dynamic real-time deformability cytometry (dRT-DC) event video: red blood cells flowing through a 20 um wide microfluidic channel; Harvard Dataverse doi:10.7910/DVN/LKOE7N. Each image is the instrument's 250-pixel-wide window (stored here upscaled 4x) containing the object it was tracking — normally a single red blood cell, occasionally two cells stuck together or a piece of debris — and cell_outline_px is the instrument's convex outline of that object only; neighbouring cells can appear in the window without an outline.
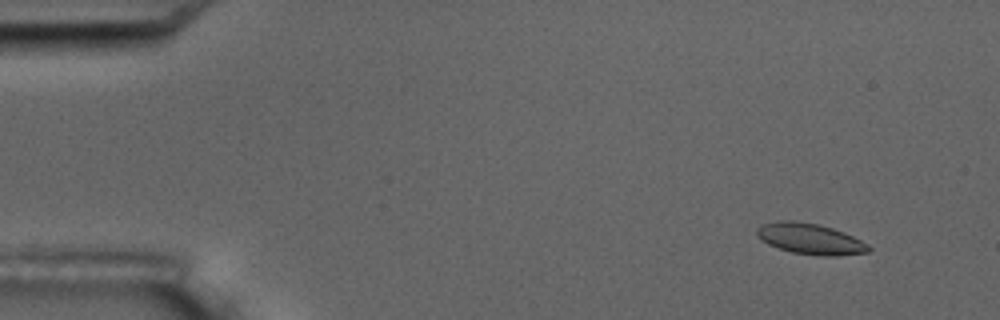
{"species": "common noctule bat (a hibernating species)", "species_latin": "Nyctalus noctula", "temperature_condition": "room temperature", "stored_images_in_passage": 10, "camera_frame_rate_fps": 3000, "um_per_image_px": 0.085, "animal": {"sex": "male", "body_mass_g": 17.5, "forearm_length_mm": 52.3}, "frame": {"image": 1, "passage_image": 1, "time_ms": 0.0, "image_size_px": [1000, 320], "cell_outline_px": [[872, 248], [868, 252], [836, 256], [820, 256], [792, 252], [768, 244], [756, 236], [756, 228], [760, 224], [776, 220], [792, 220], [820, 224], [844, 232], [868, 244]], "centroid_in_image_um": [68.84, 20.29], "position_along_channel_um": 16.2, "area_um2": 20.29}}
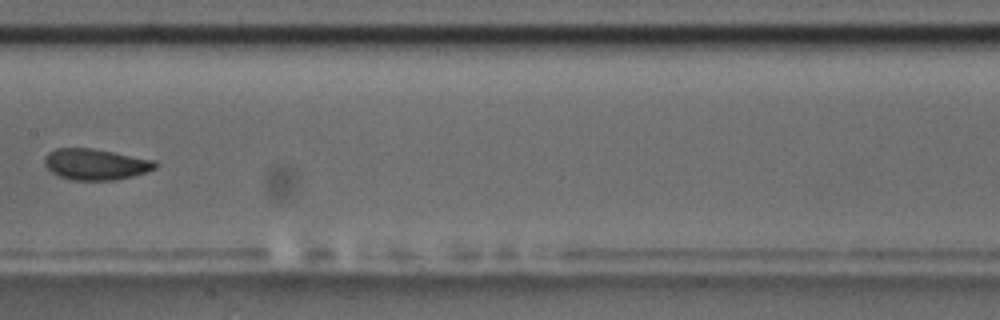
{"frame": {"image": 2, "passage_image": 7, "time_ms": 8.0, "image_size_px": [1000, 320], "cell_outline_px": [[156, 168], [148, 172], [116, 180], [72, 180], [60, 176], [52, 172], [44, 164], [44, 156], [48, 152], [56, 148], [92, 148], [156, 160]], "centroid_in_image_um": [8.13, 13.96], "position_along_channel_um": 199.3, "area_um2": 20.11}}
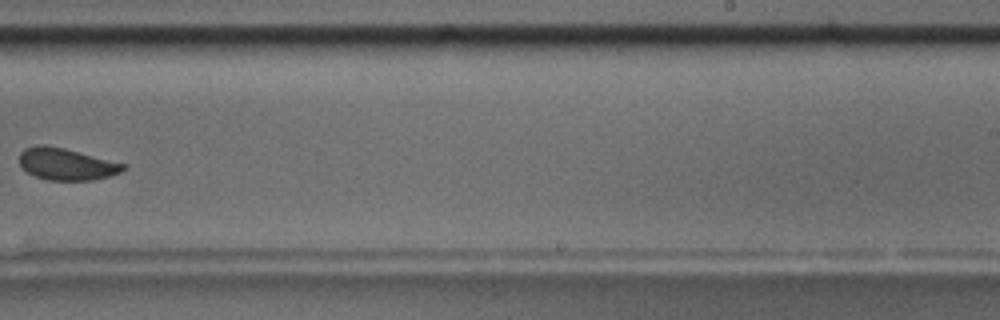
{"frame": {"image": 3, "passage_image": 9, "time_ms": 10.333, "image_size_px": [1000, 320], "cell_outline_px": [[128, 168], [112, 176], [92, 180], [48, 180], [36, 176], [28, 172], [20, 164], [20, 152], [24, 148], [36, 144], [48, 144], [128, 164]], "centroid_in_image_um": [5.69, 13.93], "position_along_channel_um": 283.3, "area_um2": 19.54}}